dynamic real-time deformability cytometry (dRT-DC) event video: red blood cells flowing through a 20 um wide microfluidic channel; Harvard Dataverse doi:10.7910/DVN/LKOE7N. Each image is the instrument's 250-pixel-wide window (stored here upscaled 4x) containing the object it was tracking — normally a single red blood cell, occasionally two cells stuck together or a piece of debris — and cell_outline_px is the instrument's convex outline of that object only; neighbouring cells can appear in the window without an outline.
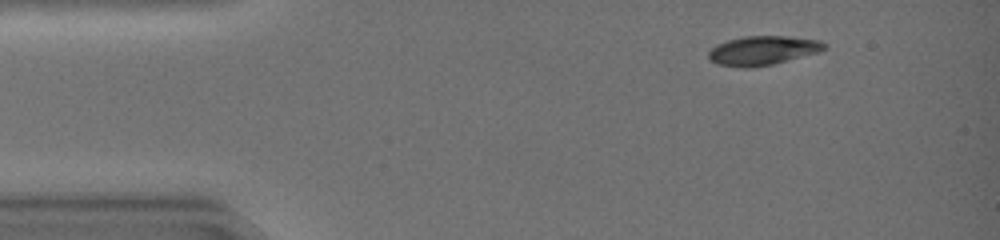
{"species": "common noctule bat (a hibernating species)", "species_latin": "Nyctalus noctula", "temperature_condition": "warm", "stored_images_in_passage": 41, "camera_frame_rate_fps": 3000, "um_per_image_px": 0.085, "animal": {"sex": "female", "body_mass_g": 19.0, "forearm_length_mm": 51.5}, "frame": {"image": 1, "passage_image": 4, "time_ms": 1.0, "image_size_px": [1000, 240], "cell_outline_px": [[828, 48], [816, 52], [772, 64], [752, 68], [744, 68], [716, 64], [708, 56], [708, 52], [716, 44], [728, 40], [744, 36], [788, 36], [820, 40], [828, 44]], "centroid_in_image_um": [64.83, 4.28], "position_along_channel_um": 20.2, "area_um2": 19.59}}
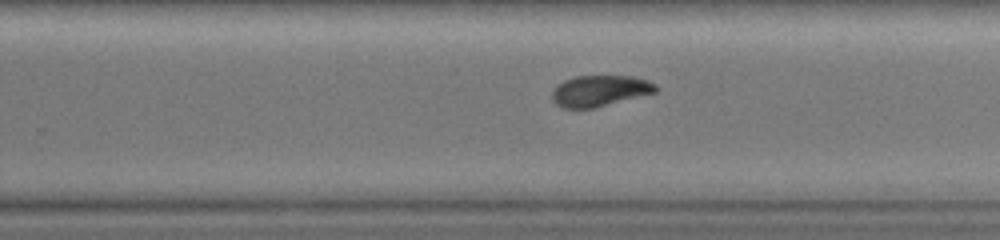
{"frame": {"image": 2, "passage_image": 27, "time_ms": 8.667, "image_size_px": [1000, 240], "cell_outline_px": [[656, 92], [592, 108], [560, 108], [552, 100], [552, 92], [564, 80], [576, 76], [632, 76], [648, 80], [656, 84]], "centroid_in_image_um": [50.97, 7.71], "position_along_channel_um": 278.8, "area_um2": 18.5}}
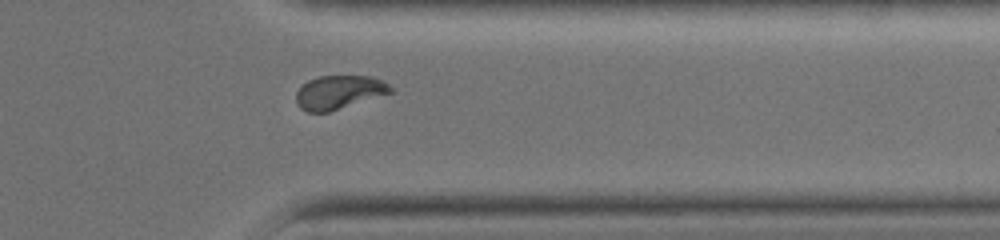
{"frame": {"image": 3, "passage_image": 34, "time_ms": 11.0, "image_size_px": [1000, 240], "cell_outline_px": [[392, 92], [328, 112], [308, 112], [300, 108], [296, 100], [296, 92], [308, 80], [320, 76], [372, 76], [384, 80], [392, 88]], "centroid_in_image_um": [28.81, 7.83], "position_along_channel_um": 382.6, "area_um2": 18.32}, "authors_computed_cell_mechanics": {"area_um2": 19.7098, "velocity_mm_per_s": 4.4004, "shape_relaxation_time_tau1_ms": 3.7532, "shape_relaxation_time_tau2_ms": 2.8764, "deformation_change_tau1": 0.1842, "deformation_change_tau2": 0.0551}}